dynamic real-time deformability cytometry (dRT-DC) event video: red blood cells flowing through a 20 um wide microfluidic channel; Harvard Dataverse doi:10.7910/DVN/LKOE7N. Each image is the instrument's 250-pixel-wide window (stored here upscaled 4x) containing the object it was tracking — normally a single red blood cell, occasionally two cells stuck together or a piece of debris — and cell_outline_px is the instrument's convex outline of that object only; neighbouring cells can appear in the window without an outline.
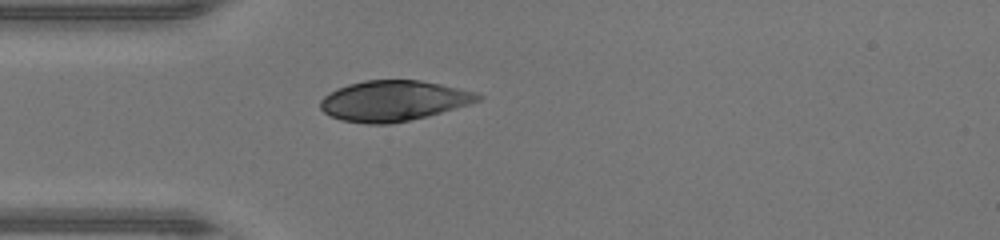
{"species": "human", "species_latin": "Homo sapiens", "temperature_condition": "warm", "stored_images_in_passage": 35, "camera_frame_rate_fps": 3000, "um_per_image_px": 0.085, "donor": {"sex": "male"}, "frame": {"image": 1, "passage_image": 1, "time_ms": 0.0, "image_size_px": [1000, 240], "cell_outline_px": [[484, 96], [480, 100], [468, 104], [428, 116], [392, 124], [368, 124], [340, 120], [324, 112], [320, 108], [320, 100], [324, 96], [336, 88], [348, 84], [364, 80], [420, 80], [440, 84], [476, 92]], "centroid_in_image_um": [33.43, 8.57], "position_along_channel_um": 51.6, "area_um2": 37.17}}
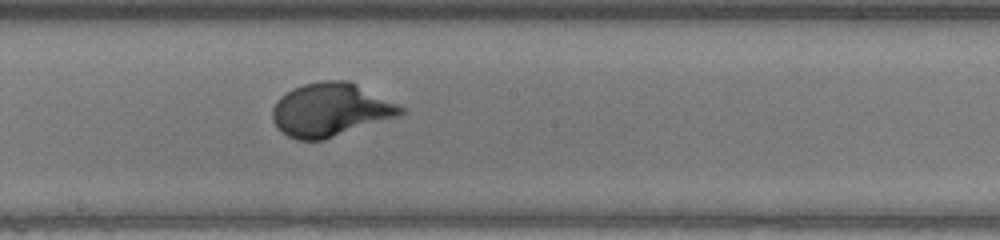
{"frame": {"image": 2, "passage_image": 13, "time_ms": 4.0, "image_size_px": [1000, 240], "cell_outline_px": [[408, 108], [400, 116], [324, 140], [296, 140], [288, 136], [276, 128], [272, 120], [272, 108], [276, 100], [280, 96], [292, 88], [304, 84], [324, 80], [352, 80]], "centroid_in_image_um": [28.13, 9.32], "position_along_channel_um": 220.1, "area_um2": 40.75}}
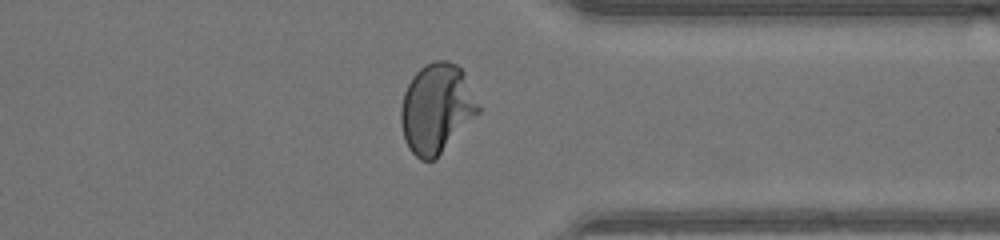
{"frame": {"image": 3, "passage_image": 24, "time_ms": 7.667, "image_size_px": [1000, 240], "cell_outline_px": [[480, 112], [436, 160], [420, 160], [408, 148], [404, 140], [400, 124], [400, 108], [404, 92], [412, 76], [424, 64], [432, 60], [448, 60], [456, 64], [464, 72], [480, 104]], "centroid_in_image_um": [37.11, 9.22], "position_along_channel_um": 374.3, "area_um2": 41.04}, "authors_computed_cell_mechanics": {"area_um2": 39.6508, "velocity_mm_per_s": 4.3528, "shape_relaxation_time_tau1_ms": 2.4996, "shape_relaxation_time_tau2_ms": null, "deformation_change_tau1": 0.1995, "deformation_change_tau2": null}}